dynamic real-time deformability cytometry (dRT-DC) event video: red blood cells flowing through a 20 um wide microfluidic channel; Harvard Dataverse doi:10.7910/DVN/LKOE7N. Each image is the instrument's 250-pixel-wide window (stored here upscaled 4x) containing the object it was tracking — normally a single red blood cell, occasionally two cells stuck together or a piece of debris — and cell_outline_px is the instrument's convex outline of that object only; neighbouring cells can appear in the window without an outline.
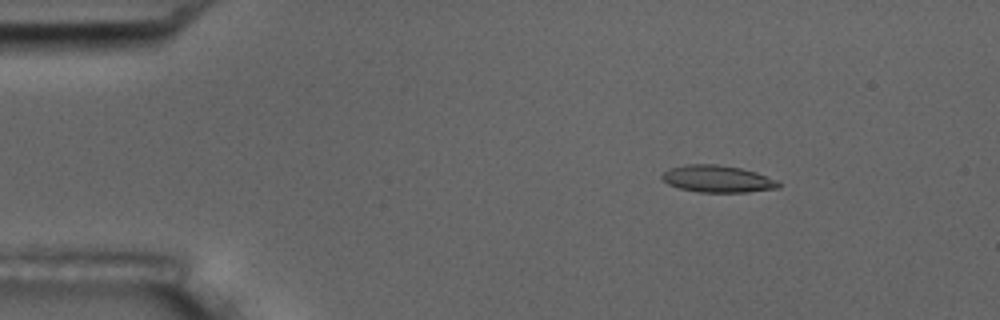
{"species": "common noctule bat (a hibernating species)", "species_latin": "Nyctalus noctula", "temperature_condition": "room temperature", "stored_images_in_passage": 5, "camera_frame_rate_fps": 3000, "um_per_image_px": 0.085, "animal": {"sex": "male", "body_mass_g": 17.5, "forearm_length_mm": 52.3}, "frame": {"image": 1, "passage_image": 3, "time_ms": 2.333, "image_size_px": [1000, 320], "cell_outline_px": [[780, 188], [748, 192], [700, 192], [680, 188], [668, 184], [660, 176], [664, 172], [672, 168], [684, 164], [716, 164], [740, 168], [756, 172], [780, 180]], "centroid_in_image_um": [61.04, 15.2], "position_along_channel_um": 24.0, "area_um2": 18.38}}
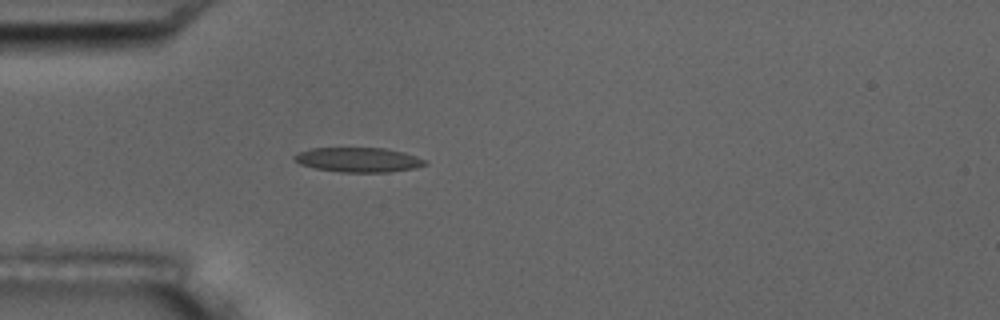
{"frame": {"image": 2, "passage_image": 5, "time_ms": 5.0, "image_size_px": [1000, 320], "cell_outline_px": [[428, 164], [412, 168], [388, 172], [340, 172], [316, 168], [300, 164], [292, 160], [292, 156], [296, 152], [312, 148], [384, 148], [404, 152], [428, 160]], "centroid_in_image_um": [30.43, 13.57], "position_along_channel_um": 54.6, "area_um2": 18.84}}